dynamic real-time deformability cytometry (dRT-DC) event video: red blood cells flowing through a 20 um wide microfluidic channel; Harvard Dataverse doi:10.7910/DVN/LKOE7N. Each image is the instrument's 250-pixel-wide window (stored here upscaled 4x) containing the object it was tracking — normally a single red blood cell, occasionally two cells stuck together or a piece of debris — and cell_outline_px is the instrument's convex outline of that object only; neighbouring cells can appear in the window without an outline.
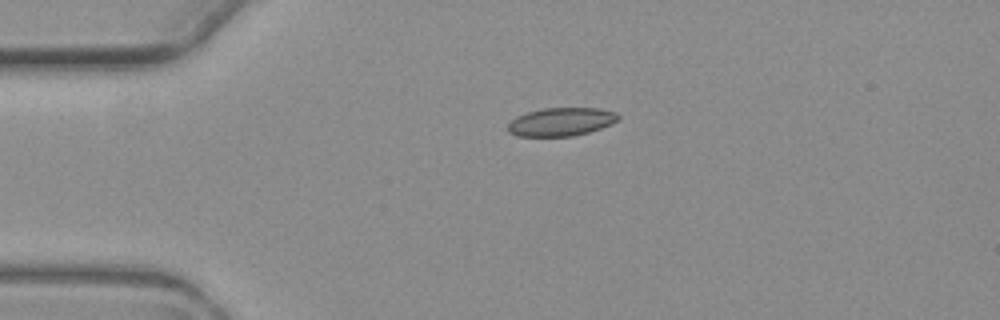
{"species": "common noctule bat (a hibernating species)", "species_latin": "Nyctalus noctula", "temperature_condition": "warm", "stored_images_in_passage": 2, "camera_frame_rate_fps": 3000, "um_per_image_px": 0.085, "animal": {"sex": "female", "body_mass_g": 19.3, "forearm_length_mm": 54.1}, "frame": {"image": 1, "passage_image": 1, "time_ms": 0.0, "image_size_px": [1000, 320], "cell_outline_px": [[620, 116], [612, 124], [588, 132], [572, 136], [516, 136], [508, 132], [508, 124], [516, 116], [528, 112], [544, 108], [600, 108], [616, 112]], "centroid_in_image_um": [47.69, 10.35], "position_along_channel_um": 37.3, "area_um2": 18.15}}